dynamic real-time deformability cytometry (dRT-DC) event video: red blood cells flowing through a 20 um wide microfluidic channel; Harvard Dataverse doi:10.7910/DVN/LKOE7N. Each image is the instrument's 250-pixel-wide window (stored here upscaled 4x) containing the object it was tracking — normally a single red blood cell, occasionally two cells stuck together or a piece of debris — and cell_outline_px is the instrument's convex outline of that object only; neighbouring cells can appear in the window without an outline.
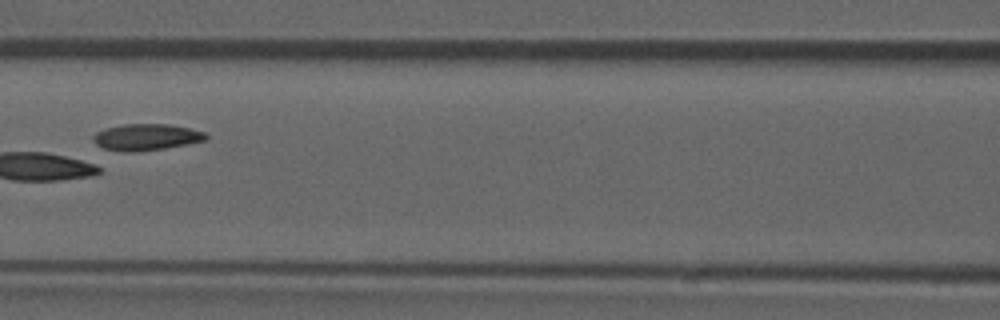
{"species": "common noctule bat (a hibernating species)", "species_latin": "Nyctalus noctula", "temperature_condition": "room temperature", "stored_images_in_passage": 5, "camera_frame_rate_fps": 3000, "um_per_image_px": 0.085, "animal": {"sex": "male", "forearm_length_mm": 52.5}, "frame": {"image": 1, "passage_image": 5, "time_ms": 1.333, "image_size_px": [1000, 320], "cell_outline_px": [[208, 136], [204, 140], [164, 148], [136, 152], [120, 152], [104, 148], [96, 144], [92, 140], [92, 136], [96, 132], [104, 128], [124, 124], [168, 124], [188, 128], [204, 132]], "centroid_in_image_um": [12.35, 11.65], "position_along_channel_um": 154.2, "area_um2": 17.28}}